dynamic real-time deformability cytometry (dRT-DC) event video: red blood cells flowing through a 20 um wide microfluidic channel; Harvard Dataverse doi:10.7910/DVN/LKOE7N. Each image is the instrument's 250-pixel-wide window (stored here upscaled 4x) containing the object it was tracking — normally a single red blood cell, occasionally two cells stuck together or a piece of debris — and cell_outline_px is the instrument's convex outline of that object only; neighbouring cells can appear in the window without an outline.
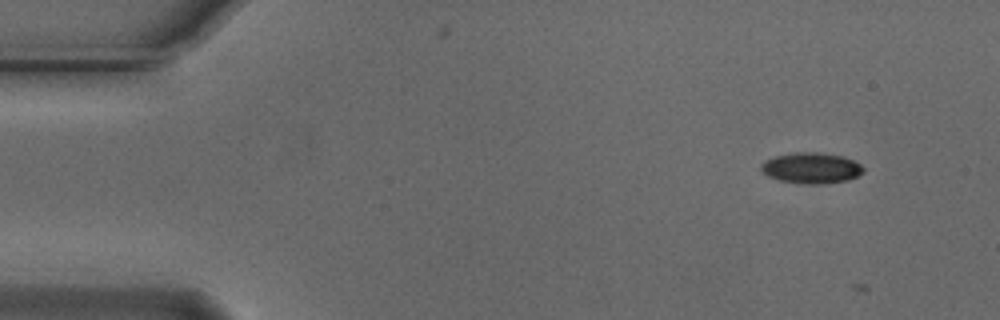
{"species": "Egyptian fruit bat (a non-hibernating species)", "species_latin": "Rousettus aegyptiacus", "temperature_condition": "cold", "stored_images_in_passage": 5, "camera_frame_rate_fps": 3000, "um_per_image_px": 0.085, "animal": {"sex": "male"}, "frame": {"image": 1, "passage_image": 2, "time_ms": 0.333, "image_size_px": [1000, 320], "cell_outline_px": [[864, 172], [848, 180], [824, 184], [808, 184], [776, 180], [768, 176], [760, 168], [760, 164], [764, 160], [772, 156], [792, 152], [820, 152], [844, 156], [860, 164], [864, 168]], "centroid_in_image_um": [68.93, 14.27], "position_along_channel_um": 16.1, "area_um2": 18.67}}